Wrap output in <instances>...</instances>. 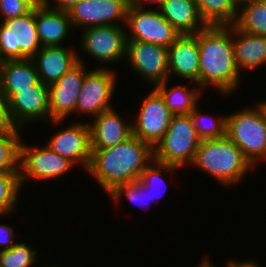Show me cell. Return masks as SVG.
Returning a JSON list of instances; mask_svg holds the SVG:
<instances>
[{
	"instance_id": "obj_1",
	"label": "cell",
	"mask_w": 266,
	"mask_h": 267,
	"mask_svg": "<svg viewBox=\"0 0 266 267\" xmlns=\"http://www.w3.org/2000/svg\"><path fill=\"white\" fill-rule=\"evenodd\" d=\"M198 48L199 87L205 92L213 88L226 99L233 96L243 81L235 61L233 25L207 26L199 31Z\"/></svg>"
},
{
	"instance_id": "obj_2",
	"label": "cell",
	"mask_w": 266,
	"mask_h": 267,
	"mask_svg": "<svg viewBox=\"0 0 266 267\" xmlns=\"http://www.w3.org/2000/svg\"><path fill=\"white\" fill-rule=\"evenodd\" d=\"M91 150L86 173L107 195L123 183L139 180L154 159L153 147L135 135L113 147Z\"/></svg>"
},
{
	"instance_id": "obj_3",
	"label": "cell",
	"mask_w": 266,
	"mask_h": 267,
	"mask_svg": "<svg viewBox=\"0 0 266 267\" xmlns=\"http://www.w3.org/2000/svg\"><path fill=\"white\" fill-rule=\"evenodd\" d=\"M190 166L208 174L225 188L237 186L250 170L255 171L241 149L227 136L201 140Z\"/></svg>"
},
{
	"instance_id": "obj_4",
	"label": "cell",
	"mask_w": 266,
	"mask_h": 267,
	"mask_svg": "<svg viewBox=\"0 0 266 267\" xmlns=\"http://www.w3.org/2000/svg\"><path fill=\"white\" fill-rule=\"evenodd\" d=\"M243 107L226 116V136L255 168L266 162V116L256 105Z\"/></svg>"
},
{
	"instance_id": "obj_5",
	"label": "cell",
	"mask_w": 266,
	"mask_h": 267,
	"mask_svg": "<svg viewBox=\"0 0 266 267\" xmlns=\"http://www.w3.org/2000/svg\"><path fill=\"white\" fill-rule=\"evenodd\" d=\"M200 142L190 114L173 115L165 135L153 148L154 160L188 170Z\"/></svg>"
},
{
	"instance_id": "obj_6",
	"label": "cell",
	"mask_w": 266,
	"mask_h": 267,
	"mask_svg": "<svg viewBox=\"0 0 266 267\" xmlns=\"http://www.w3.org/2000/svg\"><path fill=\"white\" fill-rule=\"evenodd\" d=\"M20 142V160L19 175L21 188L24 185L35 180L39 181L59 180L61 176L67 175L69 171H73L76 165L66 157H63L52 151L45 144L40 147V143L29 145L24 140ZM38 145V146H37ZM29 181V182H28Z\"/></svg>"
},
{
	"instance_id": "obj_7",
	"label": "cell",
	"mask_w": 266,
	"mask_h": 267,
	"mask_svg": "<svg viewBox=\"0 0 266 267\" xmlns=\"http://www.w3.org/2000/svg\"><path fill=\"white\" fill-rule=\"evenodd\" d=\"M124 26H94L81 30L79 48L82 54L85 52L93 61L96 60L99 66L95 68L111 69L113 64L125 60L127 38Z\"/></svg>"
},
{
	"instance_id": "obj_8",
	"label": "cell",
	"mask_w": 266,
	"mask_h": 267,
	"mask_svg": "<svg viewBox=\"0 0 266 267\" xmlns=\"http://www.w3.org/2000/svg\"><path fill=\"white\" fill-rule=\"evenodd\" d=\"M42 48L35 7L27 15L0 21V60L32 59Z\"/></svg>"
},
{
	"instance_id": "obj_9",
	"label": "cell",
	"mask_w": 266,
	"mask_h": 267,
	"mask_svg": "<svg viewBox=\"0 0 266 267\" xmlns=\"http://www.w3.org/2000/svg\"><path fill=\"white\" fill-rule=\"evenodd\" d=\"M115 69L91 68L84 77L75 106V115H79V118L86 115V120L89 117L91 120L114 107L112 99L116 95L119 75Z\"/></svg>"
},
{
	"instance_id": "obj_10",
	"label": "cell",
	"mask_w": 266,
	"mask_h": 267,
	"mask_svg": "<svg viewBox=\"0 0 266 267\" xmlns=\"http://www.w3.org/2000/svg\"><path fill=\"white\" fill-rule=\"evenodd\" d=\"M77 120V121H75ZM71 124L58 129L59 125H64L66 120H51L47 126L57 127V131L52 133L45 145L57 154L66 157L73 162L78 169L86 172L91 161V138L88 121L83 122L75 119ZM49 123V124H48ZM63 123V124H62ZM82 168H80V167Z\"/></svg>"
},
{
	"instance_id": "obj_11",
	"label": "cell",
	"mask_w": 266,
	"mask_h": 267,
	"mask_svg": "<svg viewBox=\"0 0 266 267\" xmlns=\"http://www.w3.org/2000/svg\"><path fill=\"white\" fill-rule=\"evenodd\" d=\"M126 38L169 48L181 34L162 16L158 8L129 5Z\"/></svg>"
},
{
	"instance_id": "obj_12",
	"label": "cell",
	"mask_w": 266,
	"mask_h": 267,
	"mask_svg": "<svg viewBox=\"0 0 266 267\" xmlns=\"http://www.w3.org/2000/svg\"><path fill=\"white\" fill-rule=\"evenodd\" d=\"M124 62L147 86L155 87L169 80L168 48L164 46L127 40Z\"/></svg>"
},
{
	"instance_id": "obj_13",
	"label": "cell",
	"mask_w": 266,
	"mask_h": 267,
	"mask_svg": "<svg viewBox=\"0 0 266 267\" xmlns=\"http://www.w3.org/2000/svg\"><path fill=\"white\" fill-rule=\"evenodd\" d=\"M142 96L138 113L133 115V135L150 144L153 148L165 135L173 114L166 106L165 100L155 87Z\"/></svg>"
},
{
	"instance_id": "obj_14",
	"label": "cell",
	"mask_w": 266,
	"mask_h": 267,
	"mask_svg": "<svg viewBox=\"0 0 266 267\" xmlns=\"http://www.w3.org/2000/svg\"><path fill=\"white\" fill-rule=\"evenodd\" d=\"M7 109L10 125L21 129L31 123L49 122V86L39 81L20 90L7 101Z\"/></svg>"
},
{
	"instance_id": "obj_15",
	"label": "cell",
	"mask_w": 266,
	"mask_h": 267,
	"mask_svg": "<svg viewBox=\"0 0 266 267\" xmlns=\"http://www.w3.org/2000/svg\"><path fill=\"white\" fill-rule=\"evenodd\" d=\"M78 50V62L57 82L49 86V121L69 120L75 115V106L85 75L91 70Z\"/></svg>"
},
{
	"instance_id": "obj_16",
	"label": "cell",
	"mask_w": 266,
	"mask_h": 267,
	"mask_svg": "<svg viewBox=\"0 0 266 267\" xmlns=\"http://www.w3.org/2000/svg\"><path fill=\"white\" fill-rule=\"evenodd\" d=\"M129 0H82L67 10L75 30L125 25ZM122 23V24H121Z\"/></svg>"
},
{
	"instance_id": "obj_17",
	"label": "cell",
	"mask_w": 266,
	"mask_h": 267,
	"mask_svg": "<svg viewBox=\"0 0 266 267\" xmlns=\"http://www.w3.org/2000/svg\"><path fill=\"white\" fill-rule=\"evenodd\" d=\"M114 106L99 116L88 120L90 127L91 149L113 147L133 135L132 115L121 116ZM129 121V122H128Z\"/></svg>"
},
{
	"instance_id": "obj_18",
	"label": "cell",
	"mask_w": 266,
	"mask_h": 267,
	"mask_svg": "<svg viewBox=\"0 0 266 267\" xmlns=\"http://www.w3.org/2000/svg\"><path fill=\"white\" fill-rule=\"evenodd\" d=\"M199 59L198 32L181 35L168 48L169 80L183 78L199 86Z\"/></svg>"
},
{
	"instance_id": "obj_19",
	"label": "cell",
	"mask_w": 266,
	"mask_h": 267,
	"mask_svg": "<svg viewBox=\"0 0 266 267\" xmlns=\"http://www.w3.org/2000/svg\"><path fill=\"white\" fill-rule=\"evenodd\" d=\"M76 47L66 45L42 47L32 58L39 76V81L52 85L64 76L77 62Z\"/></svg>"
},
{
	"instance_id": "obj_20",
	"label": "cell",
	"mask_w": 266,
	"mask_h": 267,
	"mask_svg": "<svg viewBox=\"0 0 266 267\" xmlns=\"http://www.w3.org/2000/svg\"><path fill=\"white\" fill-rule=\"evenodd\" d=\"M35 21L42 47L66 45L64 43L71 35L75 37L67 11L49 8L39 2L35 6Z\"/></svg>"
},
{
	"instance_id": "obj_21",
	"label": "cell",
	"mask_w": 266,
	"mask_h": 267,
	"mask_svg": "<svg viewBox=\"0 0 266 267\" xmlns=\"http://www.w3.org/2000/svg\"><path fill=\"white\" fill-rule=\"evenodd\" d=\"M235 61L241 75L266 66V36L246 33L233 24Z\"/></svg>"
},
{
	"instance_id": "obj_22",
	"label": "cell",
	"mask_w": 266,
	"mask_h": 267,
	"mask_svg": "<svg viewBox=\"0 0 266 267\" xmlns=\"http://www.w3.org/2000/svg\"><path fill=\"white\" fill-rule=\"evenodd\" d=\"M158 10L181 35H194L207 27L194 1L164 0Z\"/></svg>"
},
{
	"instance_id": "obj_23",
	"label": "cell",
	"mask_w": 266,
	"mask_h": 267,
	"mask_svg": "<svg viewBox=\"0 0 266 267\" xmlns=\"http://www.w3.org/2000/svg\"><path fill=\"white\" fill-rule=\"evenodd\" d=\"M38 82L33 59L6 60L0 64V85L7 101L20 90L28 89Z\"/></svg>"
},
{
	"instance_id": "obj_24",
	"label": "cell",
	"mask_w": 266,
	"mask_h": 267,
	"mask_svg": "<svg viewBox=\"0 0 266 267\" xmlns=\"http://www.w3.org/2000/svg\"><path fill=\"white\" fill-rule=\"evenodd\" d=\"M171 80L159 83L155 88L163 96L166 106L173 115L190 114L199 104V99L203 95L202 89L196 84L189 81V84H175L169 86ZM191 88H189V86ZM192 85V86H191Z\"/></svg>"
},
{
	"instance_id": "obj_25",
	"label": "cell",
	"mask_w": 266,
	"mask_h": 267,
	"mask_svg": "<svg viewBox=\"0 0 266 267\" xmlns=\"http://www.w3.org/2000/svg\"><path fill=\"white\" fill-rule=\"evenodd\" d=\"M196 3L207 26H230L237 20L239 0H196Z\"/></svg>"
},
{
	"instance_id": "obj_26",
	"label": "cell",
	"mask_w": 266,
	"mask_h": 267,
	"mask_svg": "<svg viewBox=\"0 0 266 267\" xmlns=\"http://www.w3.org/2000/svg\"><path fill=\"white\" fill-rule=\"evenodd\" d=\"M23 132V129L12 125L0 126V173L19 172Z\"/></svg>"
},
{
	"instance_id": "obj_27",
	"label": "cell",
	"mask_w": 266,
	"mask_h": 267,
	"mask_svg": "<svg viewBox=\"0 0 266 267\" xmlns=\"http://www.w3.org/2000/svg\"><path fill=\"white\" fill-rule=\"evenodd\" d=\"M235 25L246 33L266 36V4L262 0H241Z\"/></svg>"
},
{
	"instance_id": "obj_28",
	"label": "cell",
	"mask_w": 266,
	"mask_h": 267,
	"mask_svg": "<svg viewBox=\"0 0 266 267\" xmlns=\"http://www.w3.org/2000/svg\"><path fill=\"white\" fill-rule=\"evenodd\" d=\"M179 170V167L167 165L156 160H152L143 170L140 176V182L149 189V193L151 196V201L154 203L160 202L161 198L167 192V181L165 175H169L170 173L172 176L177 173L175 171Z\"/></svg>"
},
{
	"instance_id": "obj_29",
	"label": "cell",
	"mask_w": 266,
	"mask_h": 267,
	"mask_svg": "<svg viewBox=\"0 0 266 267\" xmlns=\"http://www.w3.org/2000/svg\"><path fill=\"white\" fill-rule=\"evenodd\" d=\"M200 103L190 113V122L201 140L218 139L226 136V113L225 115H213L204 113L199 109ZM201 111V112H200ZM203 112V113H202Z\"/></svg>"
},
{
	"instance_id": "obj_30",
	"label": "cell",
	"mask_w": 266,
	"mask_h": 267,
	"mask_svg": "<svg viewBox=\"0 0 266 267\" xmlns=\"http://www.w3.org/2000/svg\"><path fill=\"white\" fill-rule=\"evenodd\" d=\"M21 191L19 172L0 173V219L17 214Z\"/></svg>"
},
{
	"instance_id": "obj_31",
	"label": "cell",
	"mask_w": 266,
	"mask_h": 267,
	"mask_svg": "<svg viewBox=\"0 0 266 267\" xmlns=\"http://www.w3.org/2000/svg\"><path fill=\"white\" fill-rule=\"evenodd\" d=\"M107 196L112 200V204L114 203L116 206L122 205L120 202L124 199L134 204V206L139 205L141 209L145 207L146 209L151 208V203H154V201H151L149 189L146 188L140 180L123 183L117 186Z\"/></svg>"
},
{
	"instance_id": "obj_32",
	"label": "cell",
	"mask_w": 266,
	"mask_h": 267,
	"mask_svg": "<svg viewBox=\"0 0 266 267\" xmlns=\"http://www.w3.org/2000/svg\"><path fill=\"white\" fill-rule=\"evenodd\" d=\"M29 242L17 241L9 249L0 251V267H34L38 264V248L31 247Z\"/></svg>"
},
{
	"instance_id": "obj_33",
	"label": "cell",
	"mask_w": 266,
	"mask_h": 267,
	"mask_svg": "<svg viewBox=\"0 0 266 267\" xmlns=\"http://www.w3.org/2000/svg\"><path fill=\"white\" fill-rule=\"evenodd\" d=\"M38 3L39 0H0V20L27 15Z\"/></svg>"
},
{
	"instance_id": "obj_34",
	"label": "cell",
	"mask_w": 266,
	"mask_h": 267,
	"mask_svg": "<svg viewBox=\"0 0 266 267\" xmlns=\"http://www.w3.org/2000/svg\"><path fill=\"white\" fill-rule=\"evenodd\" d=\"M14 229L12 225L0 224V251L11 249L17 242L14 238L19 237L20 234H17Z\"/></svg>"
},
{
	"instance_id": "obj_35",
	"label": "cell",
	"mask_w": 266,
	"mask_h": 267,
	"mask_svg": "<svg viewBox=\"0 0 266 267\" xmlns=\"http://www.w3.org/2000/svg\"><path fill=\"white\" fill-rule=\"evenodd\" d=\"M80 1H82V0H53V1H51V0H39V2L46 7L57 9V10H62V11H67L73 5L77 4Z\"/></svg>"
},
{
	"instance_id": "obj_36",
	"label": "cell",
	"mask_w": 266,
	"mask_h": 267,
	"mask_svg": "<svg viewBox=\"0 0 266 267\" xmlns=\"http://www.w3.org/2000/svg\"><path fill=\"white\" fill-rule=\"evenodd\" d=\"M3 125H10V122L7 109V100L0 85V126Z\"/></svg>"
},
{
	"instance_id": "obj_37",
	"label": "cell",
	"mask_w": 266,
	"mask_h": 267,
	"mask_svg": "<svg viewBox=\"0 0 266 267\" xmlns=\"http://www.w3.org/2000/svg\"><path fill=\"white\" fill-rule=\"evenodd\" d=\"M257 259H249V260H237L236 258L227 259V267H262L259 263H257Z\"/></svg>"
},
{
	"instance_id": "obj_38",
	"label": "cell",
	"mask_w": 266,
	"mask_h": 267,
	"mask_svg": "<svg viewBox=\"0 0 266 267\" xmlns=\"http://www.w3.org/2000/svg\"><path fill=\"white\" fill-rule=\"evenodd\" d=\"M163 1L164 0H129V5L142 7V8H147V6L148 8H158L162 4Z\"/></svg>"
},
{
	"instance_id": "obj_39",
	"label": "cell",
	"mask_w": 266,
	"mask_h": 267,
	"mask_svg": "<svg viewBox=\"0 0 266 267\" xmlns=\"http://www.w3.org/2000/svg\"><path fill=\"white\" fill-rule=\"evenodd\" d=\"M204 257H202L200 259V262H198V264H196L195 267H217L216 263H213L214 261L212 259H210V256H206V254H203ZM225 267H227V261L225 263Z\"/></svg>"
},
{
	"instance_id": "obj_40",
	"label": "cell",
	"mask_w": 266,
	"mask_h": 267,
	"mask_svg": "<svg viewBox=\"0 0 266 267\" xmlns=\"http://www.w3.org/2000/svg\"><path fill=\"white\" fill-rule=\"evenodd\" d=\"M259 102H257L259 104V106L261 107L264 115L266 116V100H258Z\"/></svg>"
},
{
	"instance_id": "obj_41",
	"label": "cell",
	"mask_w": 266,
	"mask_h": 267,
	"mask_svg": "<svg viewBox=\"0 0 266 267\" xmlns=\"http://www.w3.org/2000/svg\"><path fill=\"white\" fill-rule=\"evenodd\" d=\"M55 265H56V266H55ZM58 265H59V264H52V265L50 264V265H48V266L45 265V267H62V266H60V265L58 266ZM39 267H40V266H39ZM43 267H44V266H43Z\"/></svg>"
}]
</instances>
